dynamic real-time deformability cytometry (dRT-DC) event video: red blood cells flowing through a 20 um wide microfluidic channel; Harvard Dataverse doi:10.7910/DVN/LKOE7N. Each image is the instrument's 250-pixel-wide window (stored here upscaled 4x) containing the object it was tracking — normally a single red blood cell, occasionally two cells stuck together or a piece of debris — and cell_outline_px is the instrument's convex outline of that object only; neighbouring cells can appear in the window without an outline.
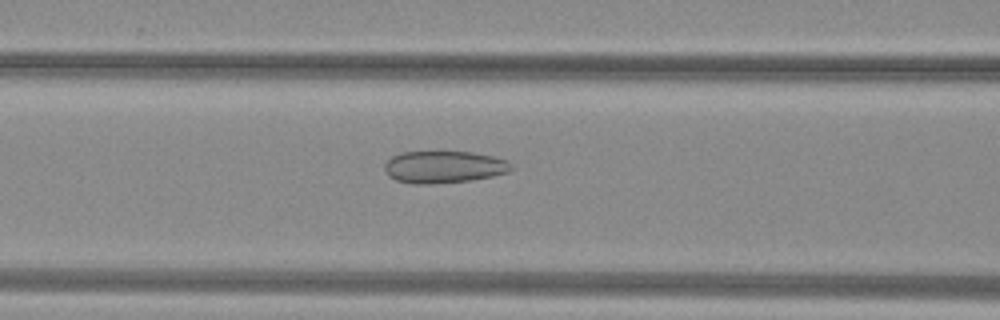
{"species": "common noctule bat (a hibernating species)", "species_latin": "Nyctalus noctula", "temperature_condition": "warm", "stored_images_in_passage": 52, "camera_frame_rate_fps": 3000, "um_per_image_px": 0.085, "animal": {"sex": "female", "body_mass_g": 29.2, "forearm_length_mm": 56.3}, "frame": {"image": 1, "passage_image": 23, "time_ms": 7.333, "image_size_px": [1000, 320], "cell_outline_px": [[516, 168], [508, 172], [492, 176], [472, 180], [432, 184], [412, 184], [396, 180], [388, 176], [384, 168], [384, 164], [392, 156], [400, 152], [472, 152], [492, 156], [508, 160]], "centroid_in_image_um": [37.75, 14.2], "position_along_channel_um": 128.9, "area_um2": 23.93}}
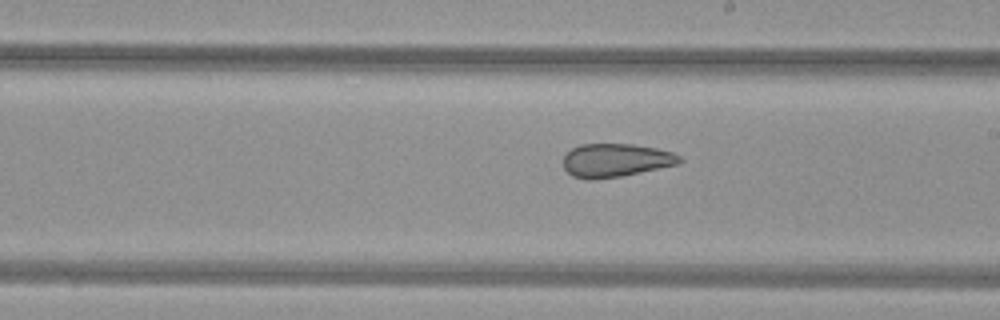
{"frame": {"image": 2, "passage_image": 31, "time_ms": 10.0, "image_size_px": [1000, 320], "cell_outline_px": [[684, 160], [680, 164], [620, 176], [592, 180], [584, 180], [572, 176], [564, 168], [564, 156], [572, 148], [580, 144], [632, 144], [656, 148], [672, 152], [680, 156]], "centroid_in_image_um": [52.34, 13.63], "position_along_channel_um": 236.7, "area_um2": 22.72}}
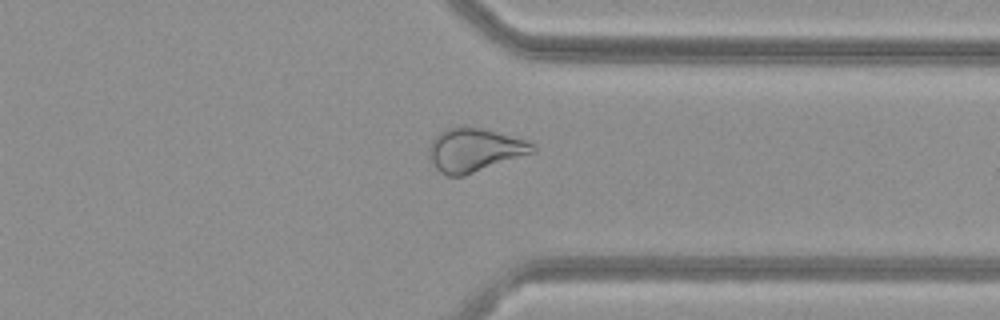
{"frame": {"image": 3, "passage_image": 41, "time_ms": 13.333, "image_size_px": [1000, 320], "cell_outline_px": [[536, 152], [464, 176], [448, 176], [440, 172], [432, 164], [428, 156], [428, 148], [432, 140], [440, 132], [448, 128], [460, 124], [464, 124], [528, 140], [536, 144]], "centroid_in_image_um": [40.34, 12.74], "position_along_channel_um": 371.1, "area_um2": 26.76}, "authors_computed_cell_mechanics": {"area_um2": 29.5647, "velocity_mm_per_s": 4.0471, "shape_relaxation_time_tau1_ms": null, "shape_relaxation_time_tau2_ms": 2.2583, "deformation_change_tau1": null, "deformation_change_tau2": 0.0979}}